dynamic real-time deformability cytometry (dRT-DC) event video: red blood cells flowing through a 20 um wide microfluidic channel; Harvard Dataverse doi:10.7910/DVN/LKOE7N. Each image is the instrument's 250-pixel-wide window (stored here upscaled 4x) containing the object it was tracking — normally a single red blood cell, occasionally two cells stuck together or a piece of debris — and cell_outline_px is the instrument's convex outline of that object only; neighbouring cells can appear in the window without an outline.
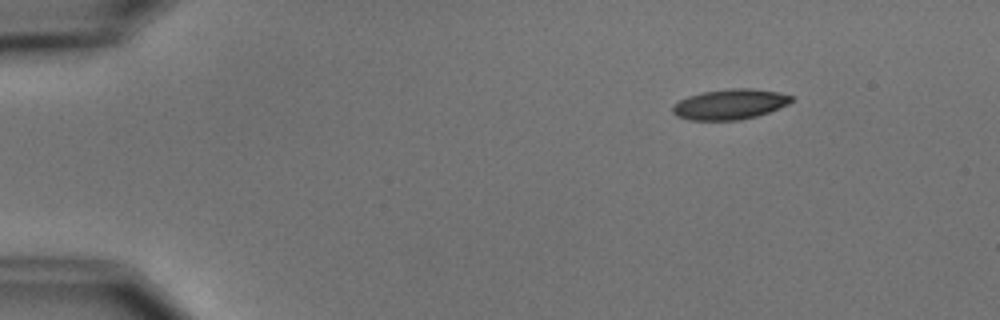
{"species": "common noctule bat (a hibernating species)", "species_latin": "Nyctalus noctula", "temperature_condition": "cold", "stored_images_in_passage": 4, "camera_frame_rate_fps": 3000, "um_per_image_px": 0.085, "animal": {"sex": "male", "body_mass_g": 15.6}, "frame": {"image": 1, "passage_image": 1, "time_ms": 0.0, "image_size_px": [1000, 320], "cell_outline_px": [[792, 100], [788, 104], [768, 112], [756, 116], [740, 120], [688, 120], [676, 116], [672, 112], [672, 104], [688, 96], [704, 92], [732, 88], [752, 88], [776, 92], [792, 96]], "centroid_in_image_um": [61.99, 8.87], "position_along_channel_um": 23.0, "area_um2": 20.87}}
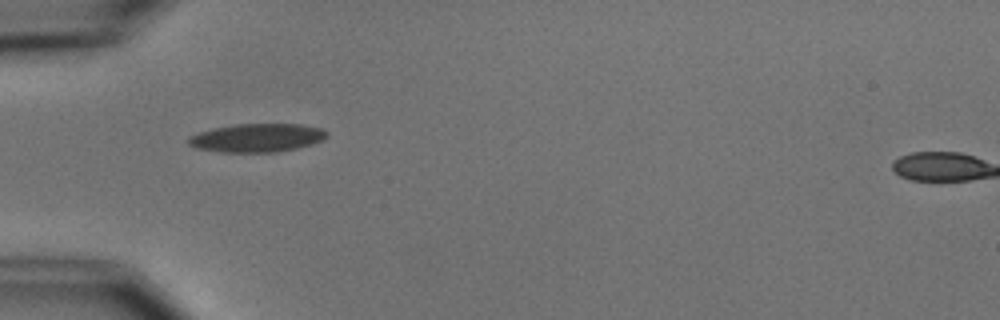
{"frame": {"image": 2, "passage_image": 4, "time_ms": 3.333, "image_size_px": [1000, 320], "cell_outline_px": [[328, 136], [324, 140], [312, 144], [296, 148], [276, 152], [220, 152], [196, 148], [188, 144], [188, 136], [200, 132], [216, 128], [236, 124], [300, 124], [320, 128], [328, 132]], "centroid_in_image_um": [21.87, 11.72], "position_along_channel_um": 63.1, "area_um2": 22.89}}